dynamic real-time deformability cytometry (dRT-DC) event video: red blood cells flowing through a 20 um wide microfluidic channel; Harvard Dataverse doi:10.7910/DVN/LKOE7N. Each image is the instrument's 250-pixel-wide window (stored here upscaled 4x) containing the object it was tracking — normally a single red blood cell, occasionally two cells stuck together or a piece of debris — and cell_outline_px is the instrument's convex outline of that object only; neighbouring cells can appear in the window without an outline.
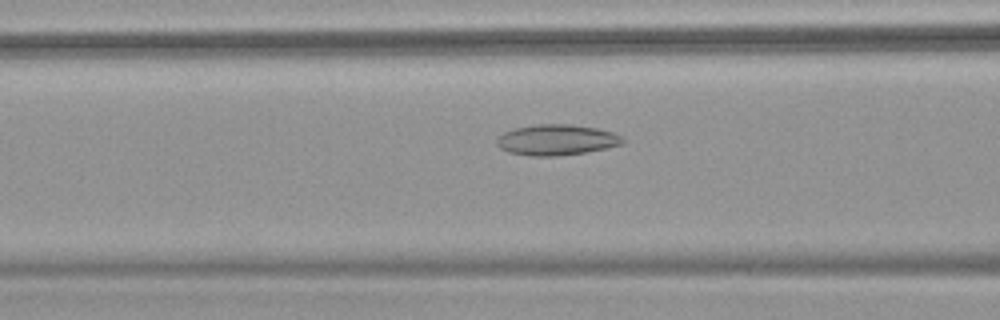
{"species": "common noctule bat (a hibernating species)", "species_latin": "Nyctalus noctula", "temperature_condition": "warm", "stored_images_in_passage": 54, "camera_frame_rate_fps": 3000, "um_per_image_px": 0.085, "animal": {"sex": "female", "body_mass_g": 18.4}, "frame": {"image": 1, "passage_image": 23, "time_ms": 7.333, "image_size_px": [1000, 320], "cell_outline_px": [[624, 144], [584, 152], [556, 156], [532, 156], [508, 152], [500, 148], [496, 144], [496, 140], [504, 132], [516, 128], [536, 124], [572, 124], [596, 128], [612, 132], [620, 136], [624, 140]], "centroid_in_image_um": [47.29, 11.89], "position_along_channel_um": 119.3, "area_um2": 22.37}}
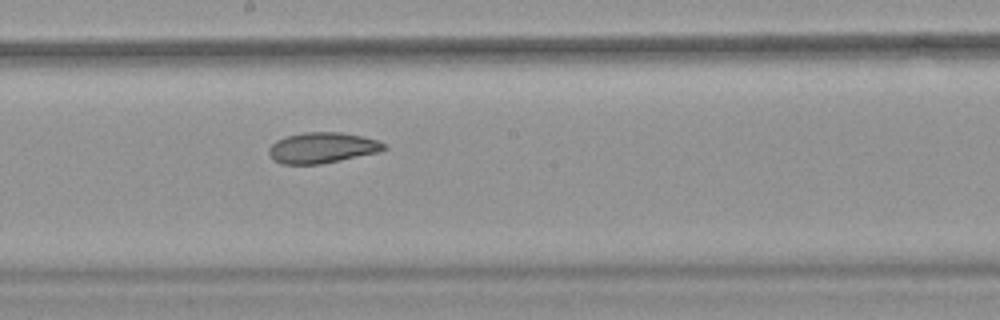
{"frame": {"image": 2, "passage_image": 31, "time_ms": 10.0, "image_size_px": [1000, 320], "cell_outline_px": [[388, 148], [380, 152], [320, 164], [280, 164], [272, 160], [268, 152], [268, 148], [276, 140], [284, 136], [304, 132], [340, 132], [360, 136], [376, 140], [384, 144]], "centroid_in_image_um": [27.34, 12.56], "position_along_channel_um": 220.9, "area_um2": 20.69}}
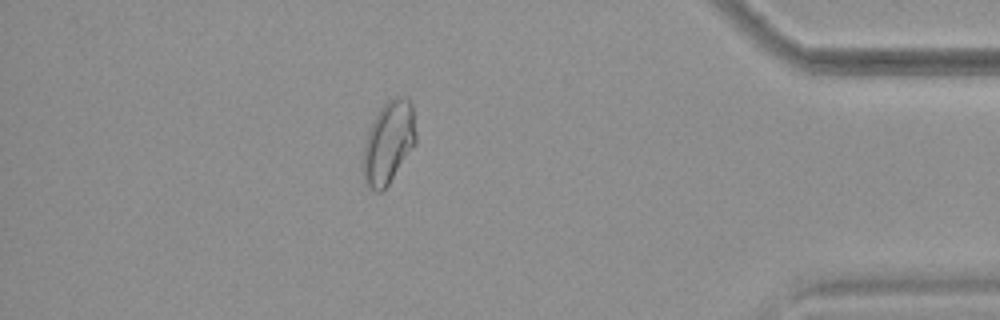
{"frame": {"image": 3, "passage_image": 48, "time_ms": 15.667, "image_size_px": [1000, 320], "cell_outline_px": [[416, 144], [388, 184], [380, 192], [376, 192], [364, 184], [364, 144], [368, 132], [380, 108], [388, 100], [396, 96], [408, 96], [412, 104], [416, 132]], "centroid_in_image_um": [33.05, 12.08], "position_along_channel_um": 402.1, "area_um2": 25.2}, "authors_computed_cell_mechanics": {"area_um2": 25.1719, "velocity_mm_per_s": 3.8154, "shape_relaxation_time_tau1_ms": null, "shape_relaxation_time_tau2_ms": 4.1785, "deformation_change_tau1": null, "deformation_change_tau2": 0.0986}}